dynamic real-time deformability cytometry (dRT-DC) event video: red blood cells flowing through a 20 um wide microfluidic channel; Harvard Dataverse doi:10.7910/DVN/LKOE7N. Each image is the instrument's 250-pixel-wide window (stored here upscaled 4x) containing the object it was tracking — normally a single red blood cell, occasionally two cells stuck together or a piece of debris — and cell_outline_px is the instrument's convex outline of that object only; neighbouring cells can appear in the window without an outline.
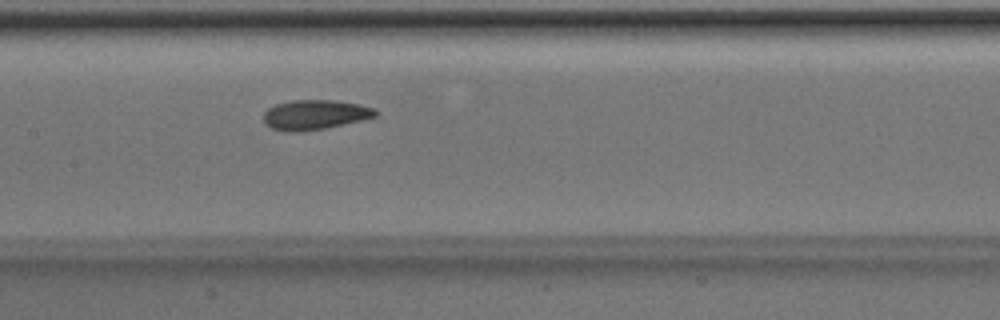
{"species": "Egyptian fruit bat (a non-hibernating species)", "species_latin": "Rousettus aegyptiacus", "temperature_condition": "room temperature", "stored_images_in_passage": 43, "camera_frame_rate_fps": 3000, "um_per_image_px": 0.085, "animal": {"sex": "male"}, "frame": {"image": 1, "passage_image": 21, "time_ms": 6.667, "image_size_px": [1000, 320], "cell_outline_px": [[380, 112], [376, 116], [360, 120], [324, 128], [300, 132], [284, 132], [272, 128], [264, 124], [264, 112], [268, 108], [276, 104], [292, 100], [332, 100], [360, 104], [376, 108]], "centroid_in_image_um": [26.76, 9.75], "position_along_channel_um": 180.6, "area_um2": 19.48}}
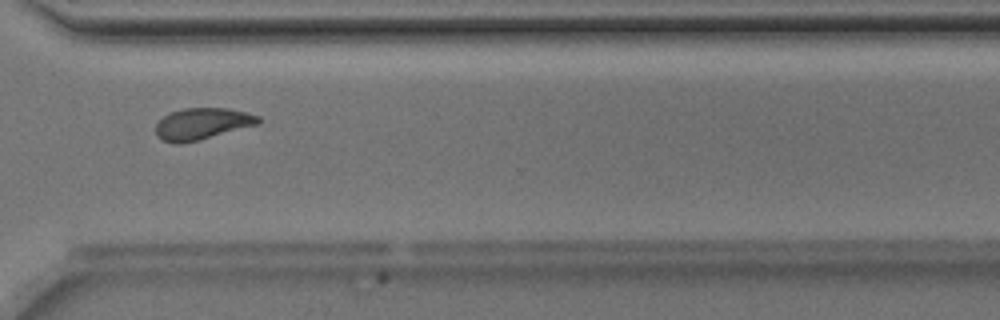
{"frame": {"image": 2, "passage_image": 34, "time_ms": 11.0, "image_size_px": [1000, 320], "cell_outline_px": [[260, 124], [200, 140], [180, 144], [172, 144], [156, 136], [156, 124], [168, 112], [184, 108], [228, 108], [248, 112], [260, 116]], "centroid_in_image_um": [17.2, 10.52], "position_along_channel_um": 353.4, "area_um2": 19.19}}
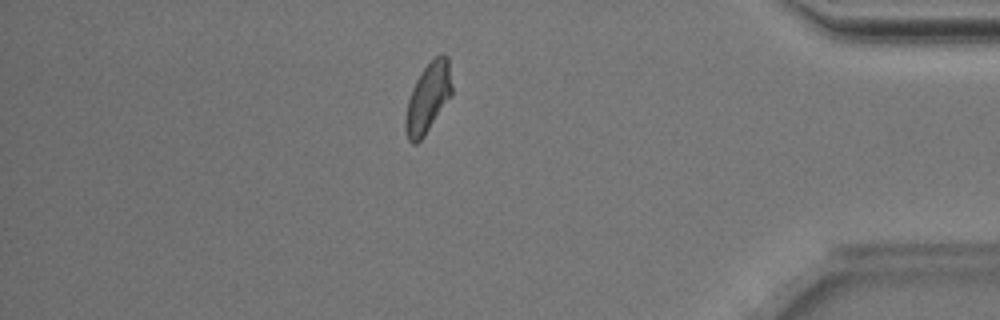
{"frame": {"image": 3, "passage_image": 40, "time_ms": 13.0, "image_size_px": [1000, 320], "cell_outline_px": [[452, 96], [424, 136], [416, 144], [412, 144], [408, 140], [404, 128], [404, 120], [408, 100], [412, 88], [416, 80], [424, 68], [440, 52], [448, 56], [452, 88]], "centroid_in_image_um": [36.38, 8.33], "position_along_channel_um": 398.8, "area_um2": 18.96}}